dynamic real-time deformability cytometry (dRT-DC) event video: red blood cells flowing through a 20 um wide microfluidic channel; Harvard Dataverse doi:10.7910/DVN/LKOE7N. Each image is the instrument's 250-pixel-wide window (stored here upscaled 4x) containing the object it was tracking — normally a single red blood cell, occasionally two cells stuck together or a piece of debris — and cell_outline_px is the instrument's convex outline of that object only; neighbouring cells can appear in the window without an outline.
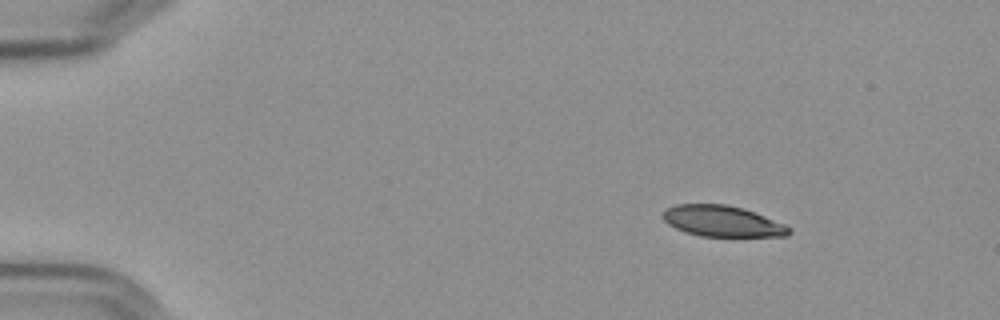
{"species": "Egyptian fruit bat (a non-hibernating species)", "species_latin": "Rousettus aegyptiacus", "temperature_condition": "cold", "stored_images_in_passage": 50, "camera_frame_rate_fps": 3000, "um_per_image_px": 0.085, "frame": {"image": 1, "passage_image": 1, "time_ms": 0.0, "image_size_px": [1000, 320], "cell_outline_px": [[792, 232], [788, 236], [700, 236], [684, 232], [668, 224], [660, 216], [664, 208], [676, 204], [724, 204], [744, 208], [784, 224], [792, 228]], "centroid_in_image_um": [61.36, 18.79], "position_along_channel_um": 23.6, "area_um2": 22.95}}
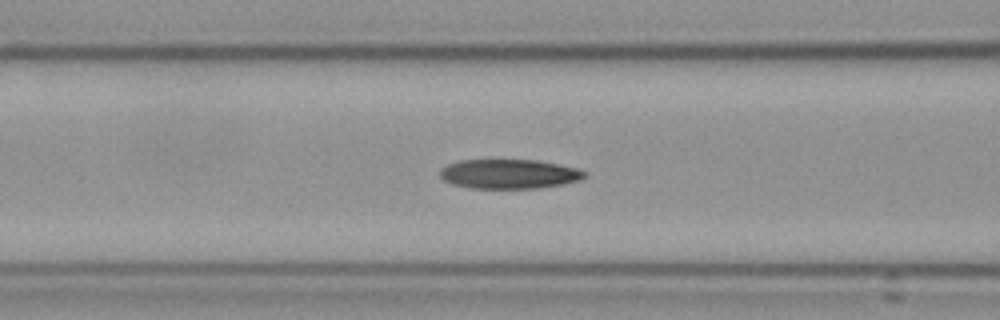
{"frame": {"image": 2, "passage_image": 17, "time_ms": 5.333, "image_size_px": [1000, 320], "cell_outline_px": [[588, 176], [580, 180], [564, 184], [536, 188], [472, 188], [452, 184], [444, 180], [440, 176], [440, 168], [448, 164], [460, 160], [536, 160], [576, 168], [584, 172]], "centroid_in_image_um": [43.25, 14.79], "position_along_channel_um": 123.3, "area_um2": 24.68}}
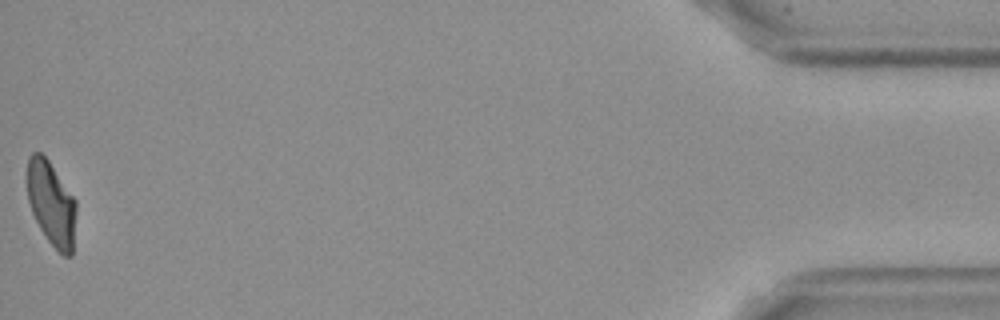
{"frame": {"image": 3, "passage_image": 50, "time_ms": 16.333, "image_size_px": [1000, 320], "cell_outline_px": [[76, 212], [72, 256], [64, 256], [48, 240], [40, 228], [32, 212], [28, 200], [24, 176], [28, 156], [32, 152], [40, 152], [48, 160], [76, 200]], "centroid_in_image_um": [4.32, 17.24], "position_along_channel_um": 430.9, "area_um2": 24.39}, "authors_computed_cell_mechanics": {"area_um2": 24.854, "velocity_mm_per_s": 3.5928, "shape_relaxation_time_tau1_ms": 9.6356, "shape_relaxation_time_tau2_ms": 3.0382, "deformation_change_tau1": 0.2311, "deformation_change_tau2": 0.0923}}